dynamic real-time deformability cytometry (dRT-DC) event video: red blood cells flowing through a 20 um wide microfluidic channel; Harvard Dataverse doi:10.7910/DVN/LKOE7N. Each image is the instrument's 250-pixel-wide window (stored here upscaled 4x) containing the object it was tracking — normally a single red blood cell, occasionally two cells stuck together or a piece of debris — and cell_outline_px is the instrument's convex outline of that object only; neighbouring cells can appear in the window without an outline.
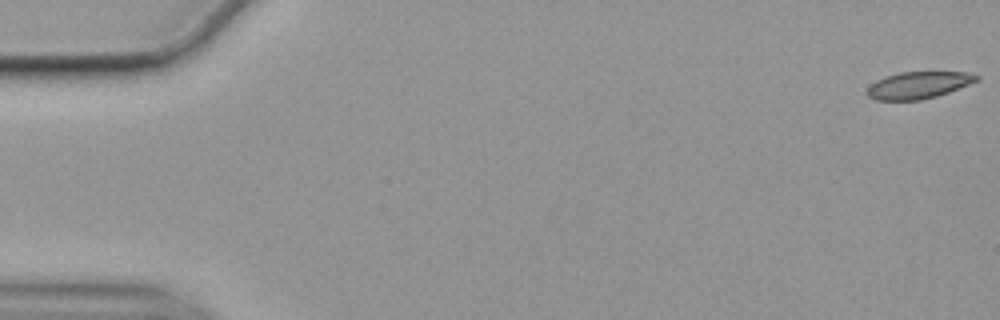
{"species": "common noctule bat (a hibernating species)", "species_latin": "Nyctalus noctula", "temperature_condition": "cold", "stored_images_in_passage": 16, "camera_frame_rate_fps": 3000, "um_per_image_px": 0.085, "animal": {"sex": "female", "body_mass_g": 19.9}, "frame": {"image": 1, "passage_image": 1, "time_ms": 0.0, "image_size_px": [1000, 320], "cell_outline_px": [[980, 80], [948, 92], [936, 96], [920, 100], [876, 100], [868, 96], [864, 92], [876, 80], [884, 76], [900, 72], [968, 72], [980, 76]], "centroid_in_image_um": [78.06, 7.23], "position_along_channel_um": 6.9, "area_um2": 17.22}}
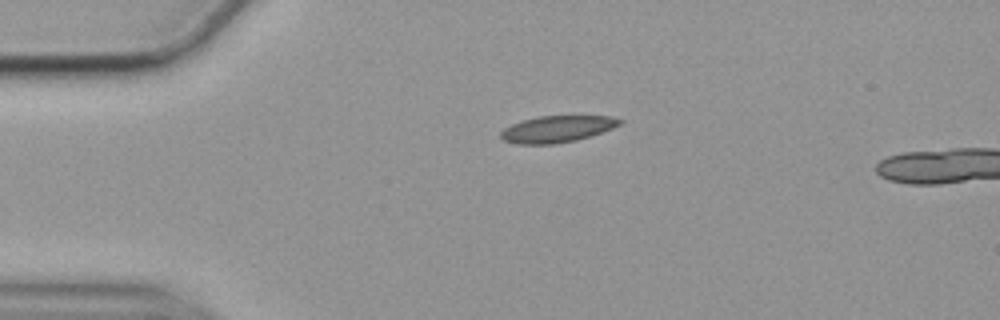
{"frame": {"image": 2, "passage_image": 13, "time_ms": 4.0, "image_size_px": [1000, 320], "cell_outline_px": [[624, 120], [620, 124], [612, 128], [592, 136], [576, 140], [552, 144], [516, 144], [504, 140], [500, 136], [500, 132], [504, 128], [512, 124], [536, 116], [612, 116]], "centroid_in_image_um": [47.36, 10.96], "position_along_channel_um": 37.6, "area_um2": 18.44}}